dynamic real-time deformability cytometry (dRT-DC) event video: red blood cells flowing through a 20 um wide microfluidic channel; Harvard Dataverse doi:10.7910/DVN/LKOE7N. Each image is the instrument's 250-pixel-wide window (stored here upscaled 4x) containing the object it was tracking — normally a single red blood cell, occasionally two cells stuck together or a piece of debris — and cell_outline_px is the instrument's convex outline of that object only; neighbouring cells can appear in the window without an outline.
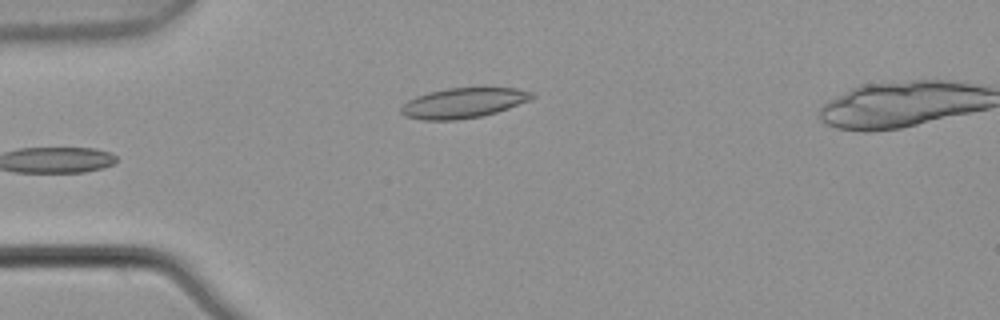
{"species": "common noctule bat (a hibernating species)", "species_latin": "Nyctalus noctula", "temperature_condition": "warm", "stored_images_in_passage": 5, "camera_frame_rate_fps": 3000, "um_per_image_px": 0.085, "animal": {"sex": "male", "body_mass_g": 21.5, "forearm_length_mm": 52.0}, "frame": {"image": 1, "passage_image": 5, "time_ms": 1.333, "image_size_px": [1000, 320], "cell_outline_px": [[536, 96], [528, 100], [508, 108], [496, 112], [480, 116], [456, 120], [420, 120], [404, 116], [400, 112], [400, 108], [408, 100], [416, 96], [428, 92], [448, 88], [516, 88], [536, 92]], "centroid_in_image_um": [39.37, 8.75], "position_along_channel_um": 45.6, "area_um2": 22.95}}